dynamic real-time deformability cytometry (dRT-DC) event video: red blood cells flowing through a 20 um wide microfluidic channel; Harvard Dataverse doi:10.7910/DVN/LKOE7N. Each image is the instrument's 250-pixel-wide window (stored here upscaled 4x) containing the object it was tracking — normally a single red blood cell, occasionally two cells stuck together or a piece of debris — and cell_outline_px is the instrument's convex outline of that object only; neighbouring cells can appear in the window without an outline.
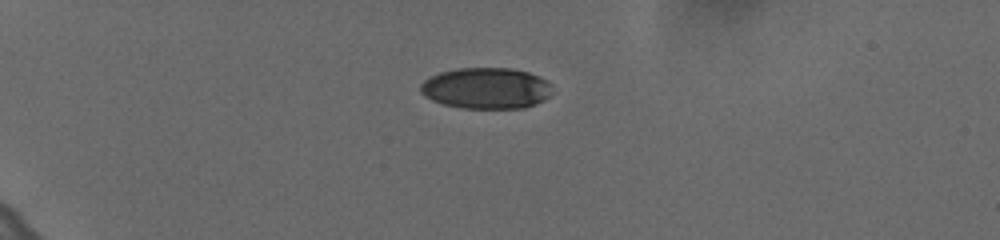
{"species": "human", "species_latin": "Homo sapiens", "temperature_condition": "cold", "stored_images_in_passage": 43, "camera_frame_rate_fps": 3000, "um_per_image_px": 0.085, "donor": {"sex": "female"}, "frame": {"image": 1, "passage_image": 1, "time_ms": 0.0, "image_size_px": [1000, 240], "cell_outline_px": [[552, 84], [548, 96], [544, 100], [536, 104], [524, 108], [464, 108], [444, 104], [432, 100], [424, 96], [420, 92], [420, 84], [428, 76], [440, 72], [456, 68], [512, 68], [528, 72]], "centroid_in_image_um": [41.29, 7.49], "position_along_channel_um": 43.7, "area_um2": 31.62}}
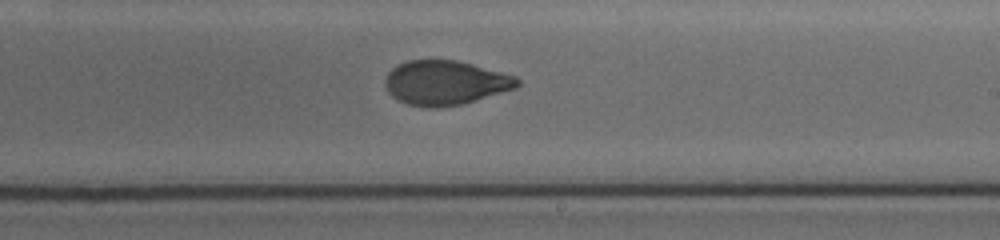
{"frame": {"image": 2, "passage_image": 23, "time_ms": 7.333, "image_size_px": [1000, 240], "cell_outline_px": [[520, 84], [516, 88], [464, 104], [440, 108], [428, 108], [408, 104], [396, 100], [388, 92], [384, 84], [384, 80], [388, 72], [392, 68], [408, 60], [456, 60], [472, 64], [516, 76], [520, 80]], "centroid_in_image_um": [37.84, 7.05], "position_along_channel_um": 251.2, "area_um2": 34.45}}
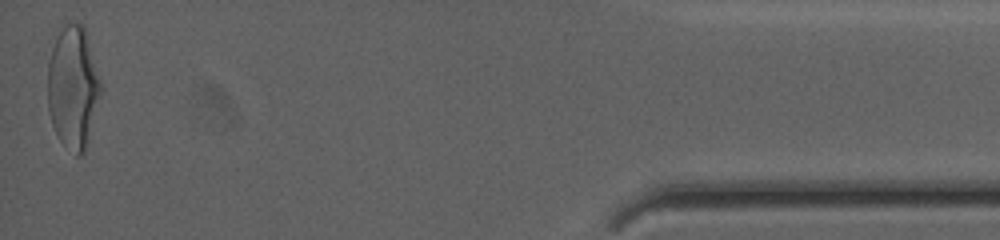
{"frame": {"image": 3, "passage_image": 43, "time_ms": 14.0, "image_size_px": [1000, 240], "cell_outline_px": [[100, 92], [88, 140], [84, 152], [80, 156], [76, 156], [60, 140], [52, 124], [48, 108], [48, 64], [52, 48], [60, 32], [68, 20], [84, 24], [100, 80]], "centroid_in_image_um": [6.19, 7.4], "position_along_channel_um": 429.0, "area_um2": 37.34}, "authors_computed_cell_mechanics": {"area_um2": 34.5644, "velocity_mm_per_s": 3.6451, "shape_relaxation_time_tau1_ms": 4.8456, "shape_relaxation_time_tau2_ms": 1.0434, "deformation_change_tau1": 0.1828, "deformation_change_tau2": 0.0609}}